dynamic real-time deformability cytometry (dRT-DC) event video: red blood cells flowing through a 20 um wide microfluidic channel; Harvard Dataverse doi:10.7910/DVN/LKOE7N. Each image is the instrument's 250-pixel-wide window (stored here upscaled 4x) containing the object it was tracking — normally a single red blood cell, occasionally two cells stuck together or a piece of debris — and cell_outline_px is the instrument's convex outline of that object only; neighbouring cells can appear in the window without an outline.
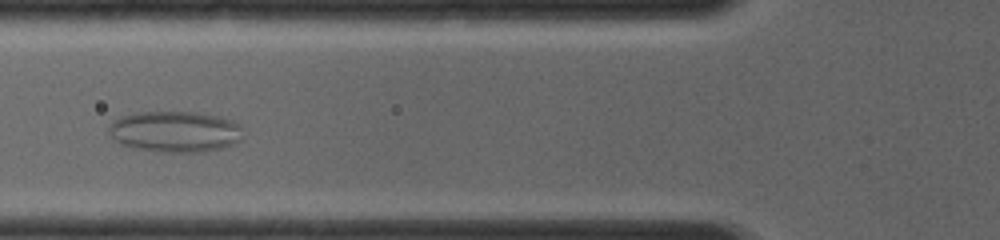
{"species": "common noctule bat (a hibernating species)", "species_latin": "Nyctalus noctula", "temperature_condition": "room temperature", "stored_images_in_passage": 29, "camera_frame_rate_fps": 4000, "um_per_image_px": 0.085, "animal": {"sex": "female", "body_mass_g": 19.0, "forearm_length_mm": 56.7}, "frame": {"image": 1, "passage_image": 10, "time_ms": 4.25, "image_size_px": [1000, 240], "cell_outline_px": [[240, 140], [236, 144], [224, 148], [200, 152], [164, 152], [140, 148], [120, 144], [112, 140], [108, 132], [108, 124], [112, 120], [120, 116], [140, 112], [196, 112], [220, 116], [232, 120], [240, 124]], "centroid_in_image_um": [14.86, 11.18], "position_along_channel_um": 110.9, "area_um2": 32.37}}
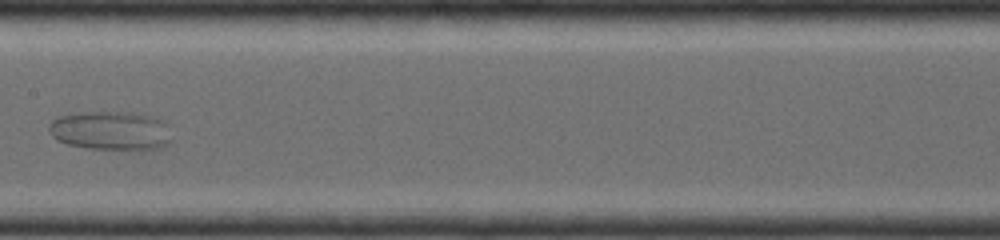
{"frame": {"image": 2, "passage_image": 14, "time_ms": 6.25, "image_size_px": [1000, 240], "cell_outline_px": [[172, 140], [168, 144], [160, 148], [88, 148], [68, 144], [56, 140], [52, 136], [48, 128], [48, 124], [56, 116], [68, 112], [136, 112], [156, 116], [164, 120], [168, 124]], "centroid_in_image_um": [9.41, 11.06], "position_along_channel_um": 198.0, "area_um2": 28.26}}
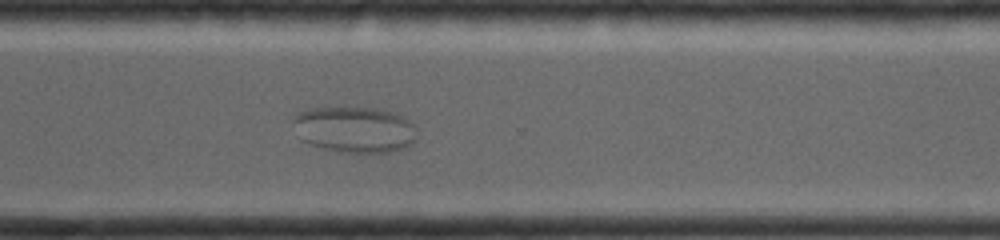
{"frame": {"image": 3, "passage_image": 21, "time_ms": 9.5, "image_size_px": [1000, 240], "cell_outline_px": [[416, 140], [412, 144], [404, 148], [392, 152], [340, 152], [324, 148], [300, 140], [292, 124], [292, 120], [296, 112], [308, 108], [376, 108], [396, 112], [404, 116], [416, 128]], "centroid_in_image_um": [30.14, 11.0], "position_along_channel_um": 340.5, "area_um2": 33.58}}